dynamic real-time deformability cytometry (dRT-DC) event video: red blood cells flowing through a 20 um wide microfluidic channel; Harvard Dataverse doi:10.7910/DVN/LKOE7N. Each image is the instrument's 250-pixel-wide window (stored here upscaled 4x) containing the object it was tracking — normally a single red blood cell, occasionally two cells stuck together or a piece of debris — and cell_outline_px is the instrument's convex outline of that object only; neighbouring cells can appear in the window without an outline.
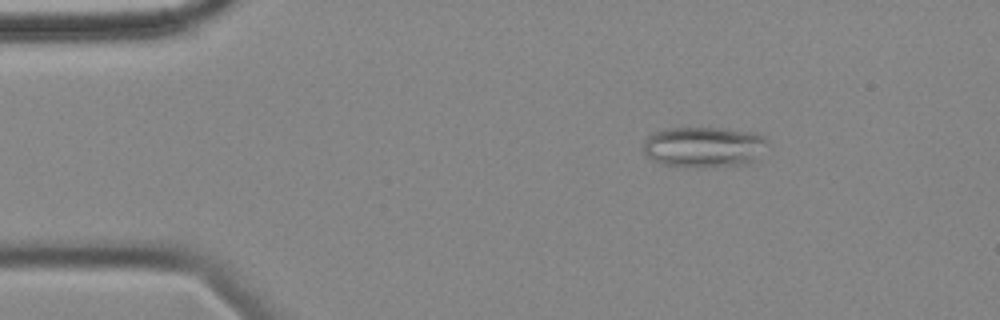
{"species": "common noctule bat (a hibernating species)", "species_latin": "Nyctalus noctula", "temperature_condition": "cold", "stored_images_in_passage": 5, "camera_frame_rate_fps": 3000, "um_per_image_px": 0.085, "animal": {"sex": "female", "body_mass_g": 18.4}, "frame": {"image": 1, "passage_image": 3, "time_ms": 2.333, "image_size_px": [1000, 320], "cell_outline_px": [[772, 148], [756, 160], [748, 164], [660, 164], [652, 160], [644, 152], [644, 140], [652, 132], [664, 128], [720, 128], [756, 132], [764, 136], [768, 140]], "centroid_in_image_um": [59.94, 12.43], "position_along_channel_um": 25.1, "area_um2": 29.19}}